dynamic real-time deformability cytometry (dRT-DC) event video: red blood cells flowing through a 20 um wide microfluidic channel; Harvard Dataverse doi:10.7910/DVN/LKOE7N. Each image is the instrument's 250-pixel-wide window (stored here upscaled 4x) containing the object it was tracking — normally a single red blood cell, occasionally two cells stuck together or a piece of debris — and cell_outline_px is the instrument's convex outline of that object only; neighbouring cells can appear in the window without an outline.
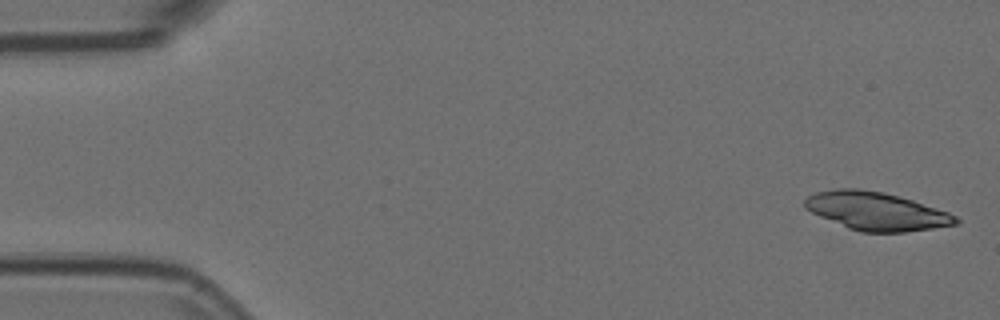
{"species": "Egyptian fruit bat (a non-hibernating species)", "species_latin": "Rousettus aegyptiacus", "temperature_condition": "room temperature", "stored_images_in_passage": 6, "camera_frame_rate_fps": 3000, "um_per_image_px": 0.085, "animal": {"sex": "female"}, "frame": {"image": 1, "passage_image": 1, "time_ms": 0.0, "image_size_px": [1000, 320], "cell_outline_px": [[960, 224], [904, 232], [860, 232], [848, 228], [820, 216], [804, 208], [804, 200], [808, 196], [816, 192], [836, 188], [856, 188], [880, 192], [912, 200], [948, 212], [956, 216], [960, 220]], "centroid_in_image_um": [74.47, 17.95], "position_along_channel_um": 10.5, "area_um2": 33.29}}